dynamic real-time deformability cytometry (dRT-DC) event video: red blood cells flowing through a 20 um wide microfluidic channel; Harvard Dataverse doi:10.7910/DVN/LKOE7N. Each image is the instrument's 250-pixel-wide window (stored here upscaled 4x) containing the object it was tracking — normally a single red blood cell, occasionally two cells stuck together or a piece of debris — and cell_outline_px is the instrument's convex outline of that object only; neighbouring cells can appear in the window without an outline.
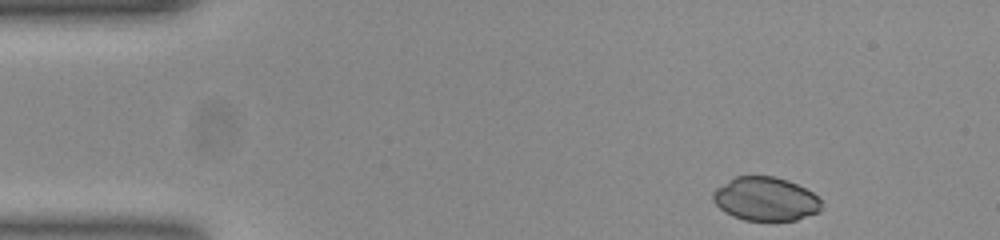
{"species": "common noctule bat (a hibernating species)", "species_latin": "Nyctalus noctula", "temperature_condition": "room temperature", "stored_images_in_passage": 40, "camera_frame_rate_fps": 3000, "um_per_image_px": 0.085, "animal": {"sex": "female", "body_mass_g": 23.0, "forearm_length_mm": 53.4}, "frame": {"image": 1, "passage_image": 1, "time_ms": 0.0, "image_size_px": [1000, 240], "cell_outline_px": [[820, 212], [796, 220], [744, 220], [732, 216], [720, 208], [712, 200], [712, 192], [716, 188], [728, 180], [736, 176], [776, 176], [788, 180], [812, 192], [820, 200]], "centroid_in_image_um": [65.05, 16.91], "position_along_channel_um": 20.0, "area_um2": 27.57}}
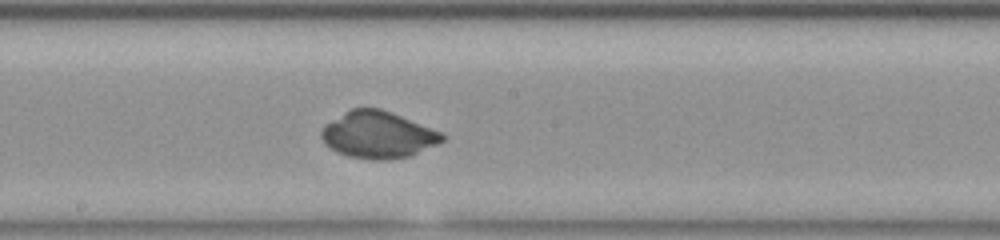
{"frame": {"image": 2, "passage_image": 23, "time_ms": 7.333, "image_size_px": [1000, 240], "cell_outline_px": [[448, 136], [444, 140], [436, 144], [408, 156], [388, 160], [372, 160], [348, 156], [336, 152], [324, 144], [320, 136], [320, 132], [328, 124], [344, 112], [352, 108], [380, 108], [440, 132]], "centroid_in_image_um": [32.1, 11.47], "position_along_channel_um": 216.1, "area_um2": 32.48}}
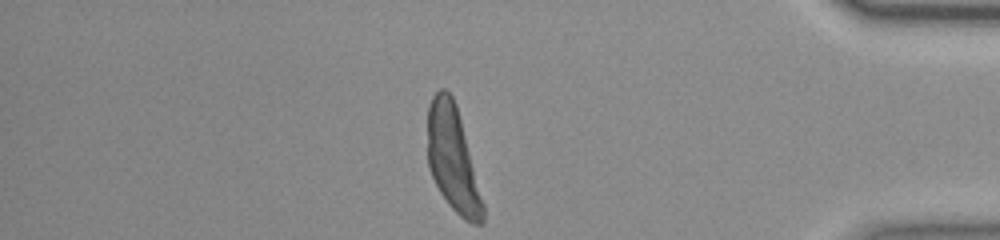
{"frame": {"image": 3, "passage_image": 40, "time_ms": 13.0, "image_size_px": [1000, 240], "cell_outline_px": [[484, 224], [472, 224], [464, 220], [448, 204], [440, 192], [428, 168], [428, 104], [432, 96], [440, 88], [444, 88], [452, 96], [456, 104], [484, 204]], "centroid_in_image_um": [38.48, 13.53], "position_along_channel_um": 396.7, "area_um2": 33.7}}